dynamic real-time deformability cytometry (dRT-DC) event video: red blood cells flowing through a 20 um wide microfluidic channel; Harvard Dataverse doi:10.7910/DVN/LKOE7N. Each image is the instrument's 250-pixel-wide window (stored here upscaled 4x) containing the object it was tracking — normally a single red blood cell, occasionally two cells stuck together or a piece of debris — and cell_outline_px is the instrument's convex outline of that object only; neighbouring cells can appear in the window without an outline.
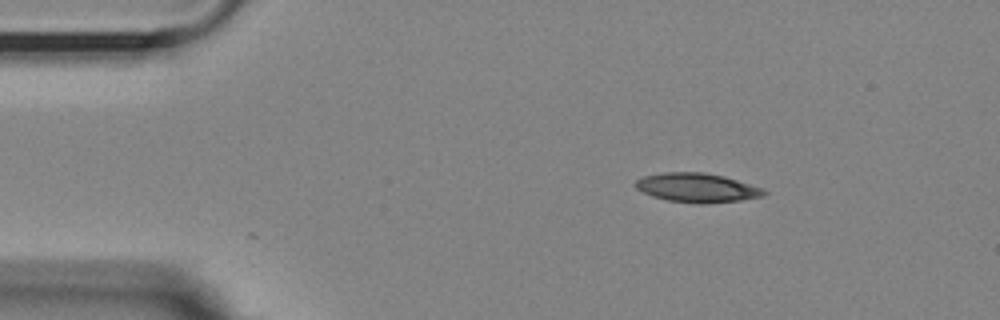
{"species": "Egyptian fruit bat (a non-hibernating species)", "species_latin": "Rousettus aegyptiacus", "temperature_condition": "room temperature", "stored_images_in_passage": 47, "camera_frame_rate_fps": 3000, "um_per_image_px": 0.085, "animal": {"sex": "female"}, "frame": {"image": 1, "passage_image": 1, "time_ms": 0.0, "image_size_px": [1000, 320], "cell_outline_px": [[768, 192], [764, 196], [740, 200], [704, 204], [696, 204], [668, 200], [652, 196], [636, 188], [636, 180], [644, 176], [664, 172], [704, 172], [724, 176], [764, 188]], "centroid_in_image_um": [59.29, 15.96], "position_along_channel_um": 25.7, "area_um2": 21.85}}
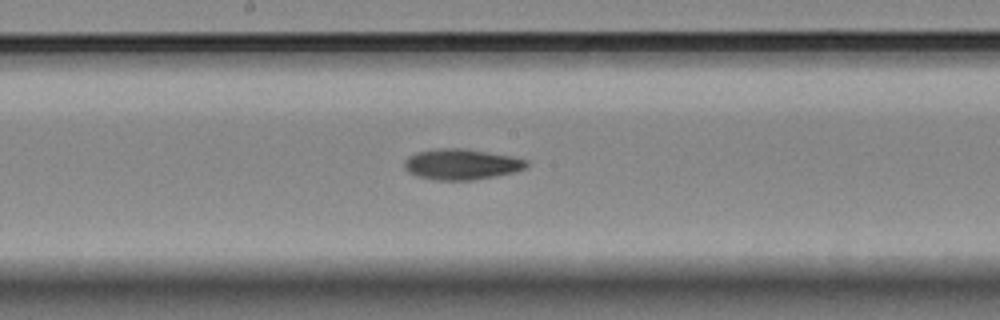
{"frame": {"image": 2, "passage_image": 21, "time_ms": 6.667, "image_size_px": [1000, 320], "cell_outline_px": [[528, 164], [524, 168], [516, 172], [496, 176], [472, 180], [436, 180], [416, 176], [408, 172], [404, 168], [404, 160], [408, 156], [416, 152], [436, 148], [464, 148], [512, 156], [528, 160]], "centroid_in_image_um": [39.2, 13.96], "position_along_channel_um": 209.0, "area_um2": 22.08}}
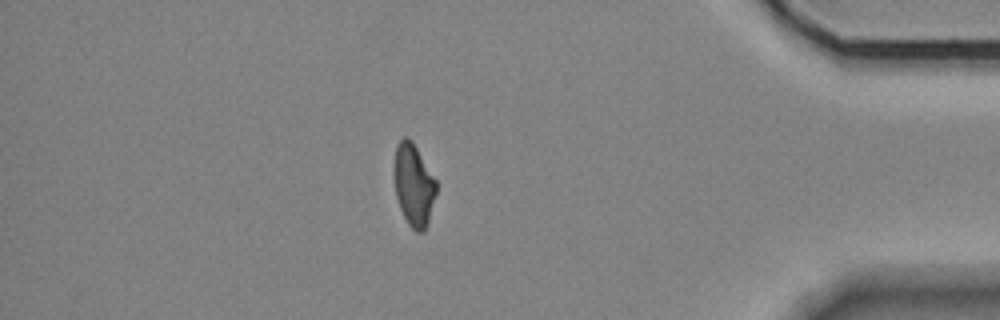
{"frame": {"image": 3, "passage_image": 40, "time_ms": 13.0, "image_size_px": [1000, 320], "cell_outline_px": [[436, 192], [428, 224], [424, 232], [416, 232], [408, 224], [400, 208], [396, 196], [396, 144], [404, 136], [408, 136], [412, 140], [436, 180]], "centroid_in_image_um": [35.19, 15.74], "position_along_channel_um": 400.0, "area_um2": 19.77}, "authors_computed_cell_mechanics": {"area_um2": 21.3282, "velocity_mm_per_s": 3.6105, "shape_relaxation_time_tau1_ms": null, "shape_relaxation_time_tau2_ms": 10.5622, "deformation_change_tau1": null, "deformation_change_tau2": 0.1658}}